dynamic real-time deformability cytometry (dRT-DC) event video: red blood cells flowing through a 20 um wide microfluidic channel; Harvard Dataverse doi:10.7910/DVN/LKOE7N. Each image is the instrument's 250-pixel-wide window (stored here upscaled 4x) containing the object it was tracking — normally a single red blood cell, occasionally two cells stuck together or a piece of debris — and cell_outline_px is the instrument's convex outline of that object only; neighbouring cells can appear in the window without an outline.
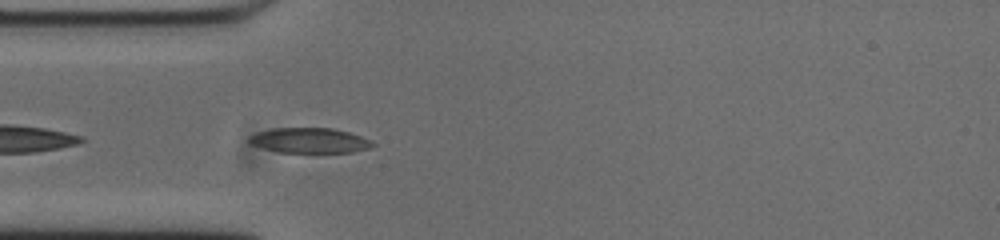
{"species": "common noctule bat (a hibernating species)", "species_latin": "Nyctalus noctula", "temperature_condition": "cold", "stored_images_in_passage": 37, "camera_frame_rate_fps": 3000, "um_per_image_px": 0.085, "animal": {"sex": "male", "body_mass_g": 20.0, "forearm_length_mm": 53.3}, "frame": {"image": 1, "passage_image": 5, "time_ms": 1.333, "image_size_px": [1000, 240], "cell_outline_px": [[352, 136], [340, 152], [288, 152], [252, 140], [256, 136], [268, 132], [292, 128], [320, 128], [340, 132]], "centroid_in_image_um": [25.92, 11.91], "position_along_channel_um": 59.1, "area_um2": 13.12}}
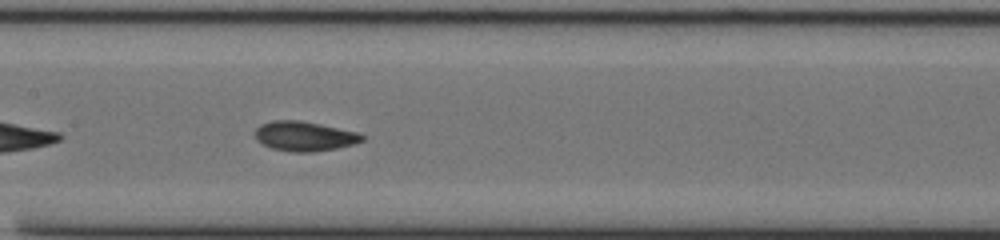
{"frame": {"image": 2, "passage_image": 15, "time_ms": 4.667, "image_size_px": [1000, 240], "cell_outline_px": [[360, 140], [328, 148], [280, 148], [268, 144], [260, 136], [260, 128], [268, 124], [308, 124], [348, 132], [360, 136]], "centroid_in_image_um": [25.92, 11.58], "position_along_channel_um": 181.5, "area_um2": 13.64}}
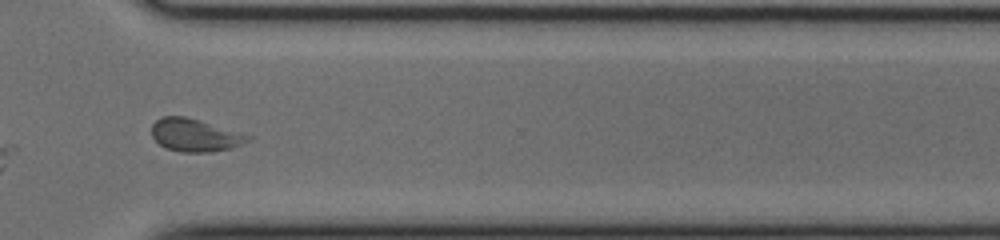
{"frame": {"image": 3, "passage_image": 29, "time_ms": 9.333, "image_size_px": [1000, 240], "cell_outline_px": [[220, 148], [172, 148], [160, 144], [156, 140], [152, 132], [152, 128], [160, 120], [168, 116], [176, 116], [192, 120], [208, 132], [212, 136]], "centroid_in_image_um": [15.51, 11.39], "position_along_channel_um": 355.1, "area_um2": 11.04}}